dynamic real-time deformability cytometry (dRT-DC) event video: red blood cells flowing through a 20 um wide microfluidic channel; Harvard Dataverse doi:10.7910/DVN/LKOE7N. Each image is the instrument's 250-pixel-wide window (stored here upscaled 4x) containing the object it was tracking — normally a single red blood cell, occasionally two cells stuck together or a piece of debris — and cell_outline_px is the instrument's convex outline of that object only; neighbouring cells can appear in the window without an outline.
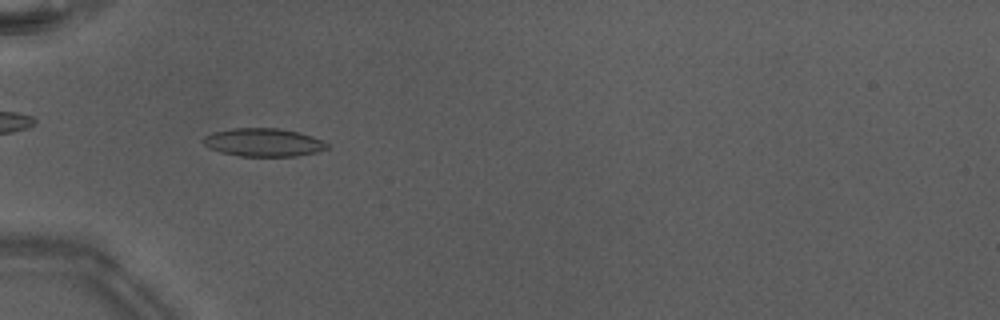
{"species": "Egyptian fruit bat (a non-hibernating species)", "species_latin": "Rousettus aegyptiacus", "temperature_condition": "warm", "stored_images_in_passage": 49, "camera_frame_rate_fps": 3000, "um_per_image_px": 0.085, "animal": {"sex": "male"}, "frame": {"image": 1, "passage_image": 16, "time_ms": 5.0, "image_size_px": [1000, 320], "cell_outline_px": [[328, 148], [316, 152], [292, 156], [240, 156], [220, 152], [208, 148], [200, 140], [204, 136], [212, 132], [232, 128], [276, 128], [296, 132], [312, 136], [328, 144]], "centroid_in_image_um": [22.31, 12.1], "position_along_channel_um": 62.7, "area_um2": 20.23}}
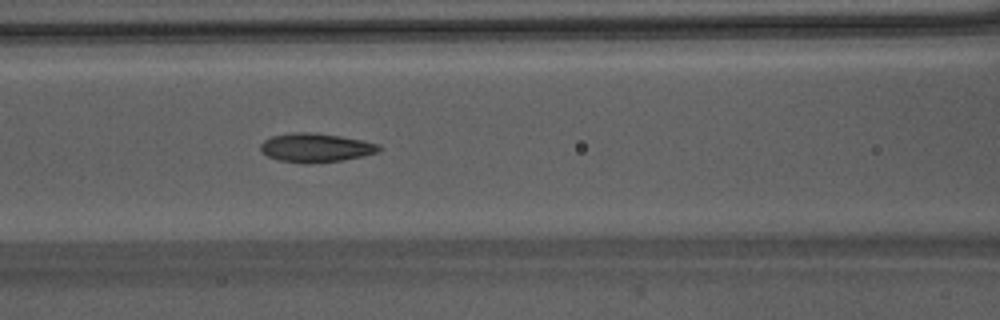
{"frame": {"image": 2, "passage_image": 22, "time_ms": 7.0, "image_size_px": [1000, 320], "cell_outline_px": [[380, 152], [364, 156], [344, 160], [304, 164], [280, 160], [268, 156], [260, 152], [260, 144], [264, 140], [272, 136], [296, 132], [308, 132], [340, 136], [380, 144]], "centroid_in_image_um": [26.84, 12.56], "position_along_channel_um": 139.8, "area_um2": 19.94}}
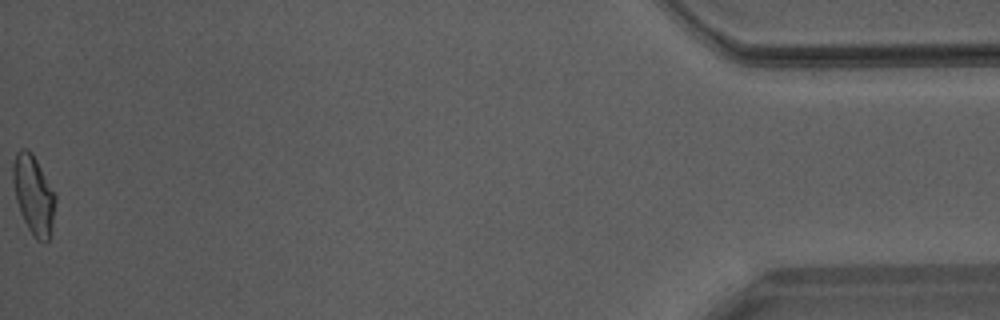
{"frame": {"image": 3, "passage_image": 49, "time_ms": 16.0, "image_size_px": [1000, 320], "cell_outline_px": [[56, 200], [52, 224], [48, 240], [44, 244], [36, 240], [28, 228], [20, 212], [16, 200], [12, 180], [12, 164], [16, 152], [20, 148], [28, 148], [36, 160], [56, 196]], "centroid_in_image_um": [2.83, 16.56], "position_along_channel_um": 432.4, "area_um2": 19.42}, "authors_computed_cell_mechanics": {"area_um2": 19.1318, "velocity_mm_per_s": 4.2333, "shape_relaxation_time_tau1_ms": 7.7013, "shape_relaxation_time_tau2_ms": 1.3883, "deformation_change_tau1": 0.2064, "deformation_change_tau2": 0.0783}}